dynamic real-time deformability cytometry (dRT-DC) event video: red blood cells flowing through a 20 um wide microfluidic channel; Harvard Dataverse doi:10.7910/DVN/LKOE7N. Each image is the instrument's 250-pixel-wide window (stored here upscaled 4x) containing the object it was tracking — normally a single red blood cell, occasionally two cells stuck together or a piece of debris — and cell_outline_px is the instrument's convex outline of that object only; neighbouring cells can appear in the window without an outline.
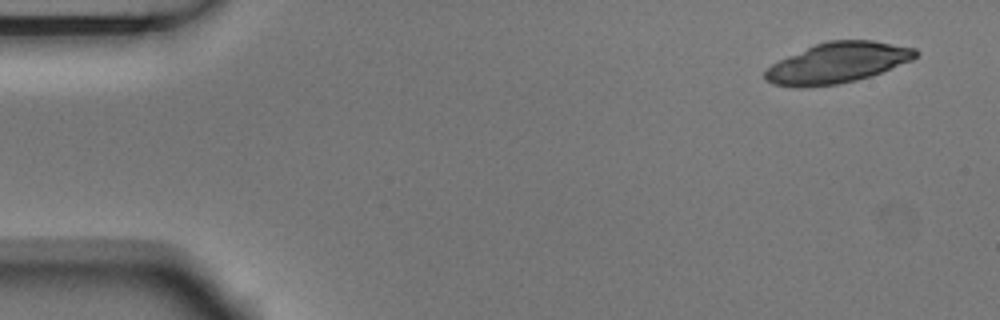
{"species": "Egyptian fruit bat (a non-hibernating species)", "species_latin": "Rousettus aegyptiacus", "temperature_condition": "room temperature", "stored_images_in_passage": 3, "camera_frame_rate_fps": 3000, "um_per_image_px": 0.085, "animal": {"sex": "male"}, "frame": {"image": 1, "passage_image": 1, "time_ms": 0.0, "image_size_px": [1000, 320], "cell_outline_px": [[920, 52], [912, 60], [872, 76], [856, 80], [836, 84], [800, 88], [796, 88], [772, 84], [764, 80], [764, 72], [772, 64], [788, 56], [816, 44], [828, 40], [872, 40], [916, 48]], "centroid_in_image_um": [71.19, 5.35], "position_along_channel_um": 13.8, "area_um2": 35.55}}